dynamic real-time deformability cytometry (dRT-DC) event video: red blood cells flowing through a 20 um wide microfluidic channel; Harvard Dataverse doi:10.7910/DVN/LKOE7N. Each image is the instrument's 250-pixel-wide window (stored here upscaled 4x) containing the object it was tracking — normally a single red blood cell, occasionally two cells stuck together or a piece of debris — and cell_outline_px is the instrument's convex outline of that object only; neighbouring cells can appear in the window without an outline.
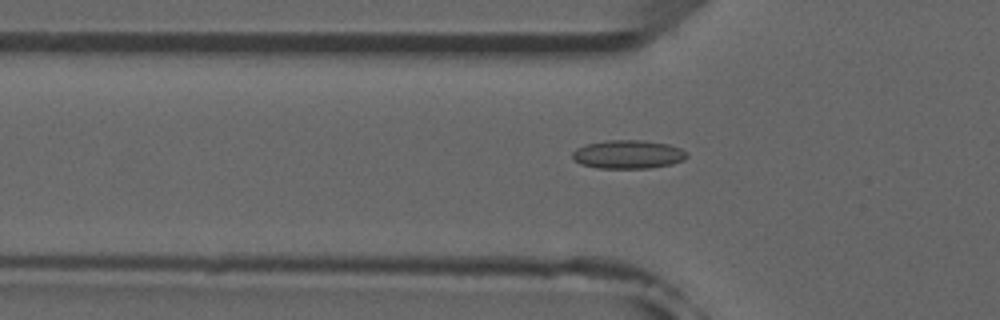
{"species": "common noctule bat (a hibernating species)", "species_latin": "Nyctalus noctula", "temperature_condition": "room temperature", "stored_images_in_passage": 47, "camera_frame_rate_fps": 3000, "um_per_image_px": 0.085, "animal": {"sex": "male", "forearm_length_mm": 52.5}, "frame": {"image": 1, "passage_image": 12, "time_ms": 3.667, "image_size_px": [1000, 320], "cell_outline_px": [[688, 156], [684, 160], [672, 164], [648, 168], [596, 168], [580, 164], [572, 156], [572, 152], [576, 148], [584, 144], [604, 140], [644, 140], [668, 144], [680, 148], [688, 152]], "centroid_in_image_um": [53.38, 13.11], "position_along_channel_um": 72.4, "area_um2": 19.25}}
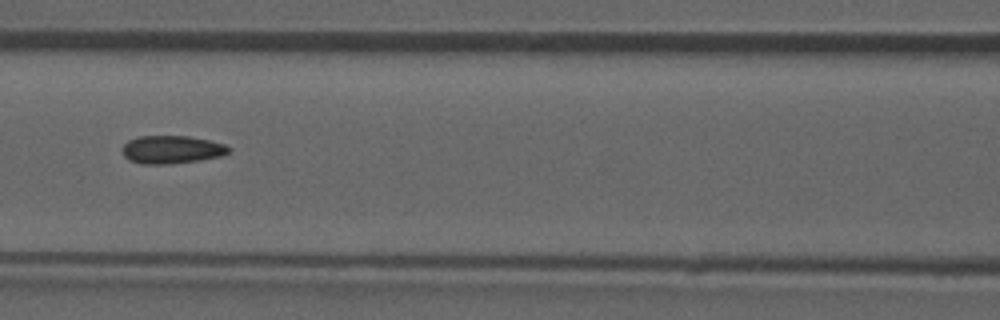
{"frame": {"image": 2, "passage_image": 18, "time_ms": 5.667, "image_size_px": [1000, 320], "cell_outline_px": [[232, 148], [228, 152], [220, 156], [200, 160], [172, 164], [140, 164], [128, 160], [124, 156], [120, 148], [128, 140], [140, 136], [188, 136], [208, 140], [224, 144]], "centroid_in_image_um": [14.55, 12.72], "position_along_channel_um": 152.1, "area_um2": 17.51}}
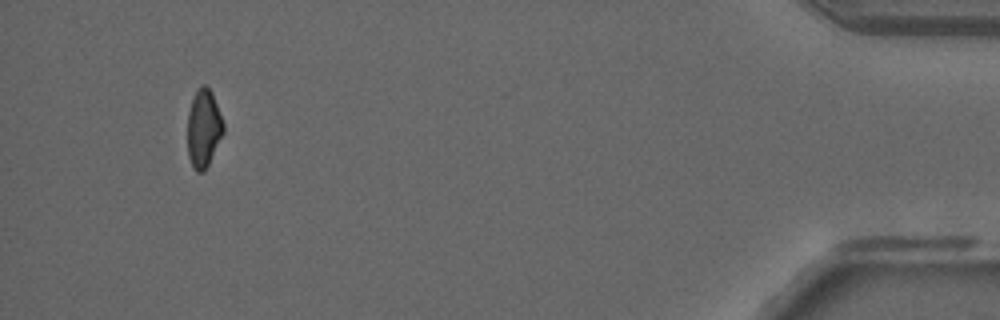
{"frame": {"image": 3, "passage_image": 44, "time_ms": 14.333, "image_size_px": [1000, 320], "cell_outline_px": [[224, 132], [204, 172], [196, 172], [192, 168], [188, 156], [188, 112], [192, 96], [200, 84], [204, 84], [212, 92], [224, 124]], "centroid_in_image_um": [17.29, 10.9], "position_along_channel_um": 417.9, "area_um2": 16.42}, "authors_computed_cell_mechanics": {"area_um2": 17.5134, "velocity_mm_per_s": 3.9401, "shape_relaxation_time_tau1_ms": null, "shape_relaxation_time_tau2_ms": 2.3401, "deformation_change_tau1": null, "deformation_change_tau2": 0.0798}}